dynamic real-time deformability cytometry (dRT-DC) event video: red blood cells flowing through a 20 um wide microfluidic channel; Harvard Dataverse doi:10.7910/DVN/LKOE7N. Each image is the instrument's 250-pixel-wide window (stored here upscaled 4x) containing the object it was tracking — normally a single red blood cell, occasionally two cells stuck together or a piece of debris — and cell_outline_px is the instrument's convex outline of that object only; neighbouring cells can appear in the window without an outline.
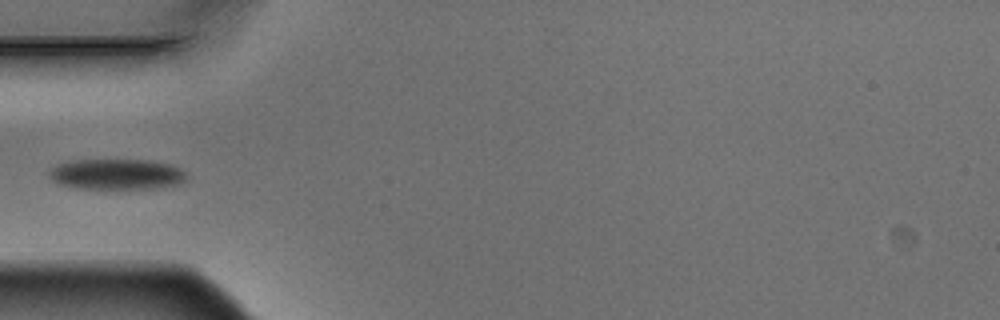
{"species": "Egyptian fruit bat (a non-hibernating species)", "species_latin": "Rousettus aegyptiacus", "temperature_condition": "warm", "stored_images_in_passage": 8, "camera_frame_rate_fps": 3000, "um_per_image_px": 0.085, "animal": {"sex": "male"}, "frame": {"image": 1, "passage_image": 6, "time_ms": 1.667, "image_size_px": [1000, 320], "cell_outline_px": [[188, 180], [180, 184], [160, 188], [76, 188], [60, 184], [52, 180], [48, 176], [48, 172], [56, 164], [76, 160], [148, 160], [172, 164], [188, 172]], "centroid_in_image_um": [9.98, 14.81], "position_along_channel_um": 75.0, "area_um2": 24.8}}
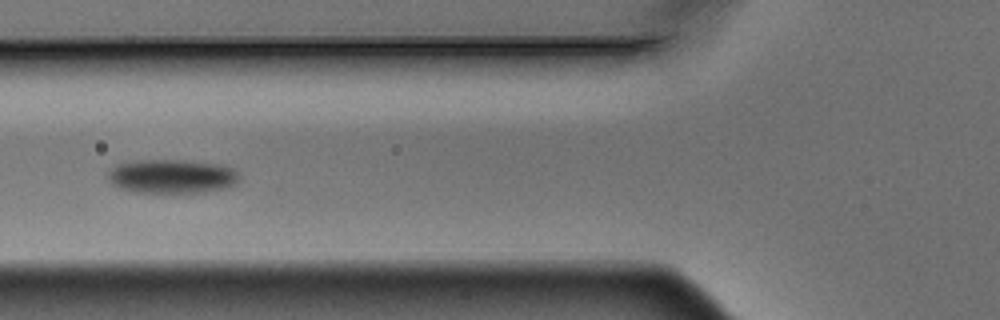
{"frame": {"image": 2, "passage_image": 7, "time_ms": 2.0, "image_size_px": [1000, 320], "cell_outline_px": [[240, 176], [236, 184], [228, 188], [204, 192], [136, 192], [120, 188], [112, 184], [108, 180], [108, 172], [116, 164], [136, 160], [184, 160], [220, 164], [232, 168]], "centroid_in_image_um": [14.62, 14.98], "position_along_channel_um": 111.2, "area_um2": 26.13}}
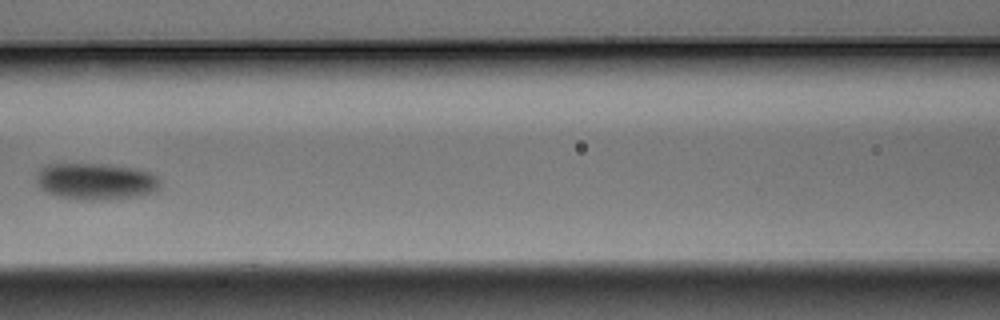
{"frame": {"image": 3, "passage_image": 8, "time_ms": 2.333, "image_size_px": [1000, 320], "cell_outline_px": [[160, 188], [156, 192], [140, 196], [104, 200], [84, 200], [60, 196], [48, 192], [40, 188], [36, 184], [36, 172], [40, 168], [48, 164], [108, 164], [136, 168], [148, 172], [156, 176], [160, 180]], "centroid_in_image_um": [8.16, 15.42], "position_along_channel_um": 158.4, "area_um2": 26.7}}